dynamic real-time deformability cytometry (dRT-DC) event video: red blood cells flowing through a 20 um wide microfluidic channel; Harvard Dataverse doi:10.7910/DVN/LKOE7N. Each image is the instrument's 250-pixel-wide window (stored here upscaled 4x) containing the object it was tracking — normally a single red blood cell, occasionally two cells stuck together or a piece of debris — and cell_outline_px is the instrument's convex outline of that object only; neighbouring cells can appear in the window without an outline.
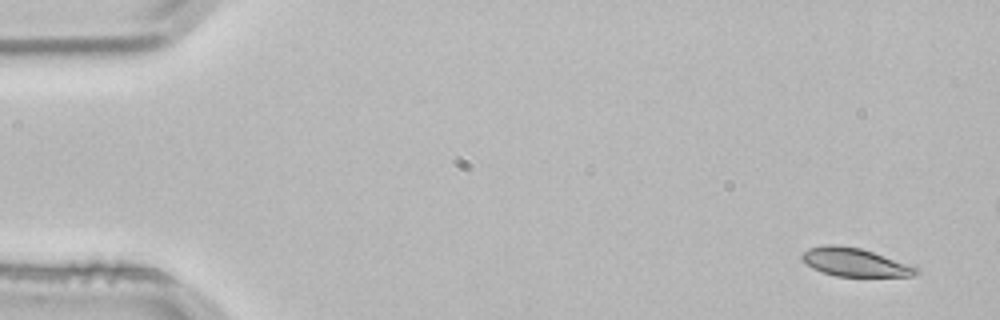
{"species": "common noctule bat (a hibernating species)", "species_latin": "Nyctalus noctula", "temperature_condition": "room temperature", "stored_images_in_passage": 5, "segment_of_instrument_passage": [1, 2], "camera_frame_rate_fps": 3000, "um_per_image_px": 0.085, "animal": {"sex": "male", "body_mass_g": 21.5, "forearm_length_mm": 52.0}, "frame": {"image": 1, "passage_image": 1, "time_ms": 0.0, "image_size_px": [1000, 320], "cell_outline_px": [[920, 272], [912, 276], [836, 276], [820, 272], [812, 268], [800, 256], [808, 248], [824, 244], [836, 244], [860, 248], [916, 264], [920, 268]], "centroid_in_image_um": [72.75, 22.28], "position_along_channel_um": 12.3, "area_um2": 19.31}}